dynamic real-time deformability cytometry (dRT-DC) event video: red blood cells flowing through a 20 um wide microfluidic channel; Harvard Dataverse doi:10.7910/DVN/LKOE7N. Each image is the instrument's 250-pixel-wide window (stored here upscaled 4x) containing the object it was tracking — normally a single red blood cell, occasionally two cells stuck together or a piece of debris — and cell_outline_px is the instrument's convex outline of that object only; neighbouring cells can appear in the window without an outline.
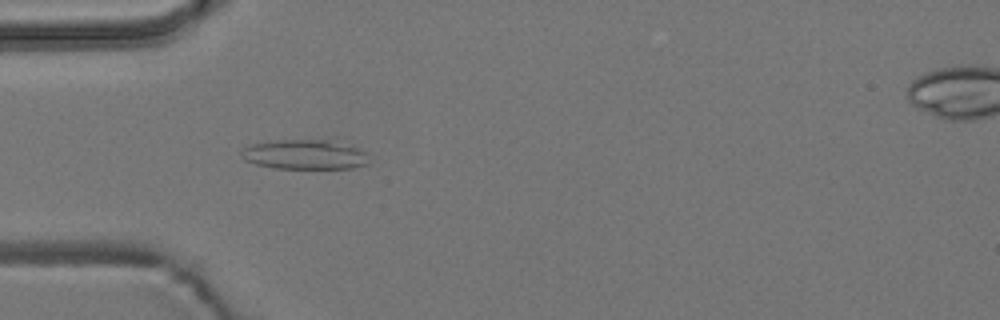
{"species": "common noctule bat (a hibernating species)", "species_latin": "Nyctalus noctula", "temperature_condition": "room temperature", "stored_images_in_passage": 5, "camera_frame_rate_fps": 3000, "um_per_image_px": 0.085, "animal": {"sex": "male", "body_mass_g": 19.2, "forearm_length_mm": 51.8}, "frame": {"image": 1, "passage_image": 4, "time_ms": 4.333, "image_size_px": [1000, 320], "cell_outline_px": [[368, 164], [352, 168], [272, 168], [256, 164], [244, 160], [240, 156], [240, 152], [244, 148], [252, 144], [272, 140], [336, 136], [360, 148], [364, 152]], "centroid_in_image_um": [25.97, 13.05], "position_along_channel_um": 59.0, "area_um2": 23.47}}